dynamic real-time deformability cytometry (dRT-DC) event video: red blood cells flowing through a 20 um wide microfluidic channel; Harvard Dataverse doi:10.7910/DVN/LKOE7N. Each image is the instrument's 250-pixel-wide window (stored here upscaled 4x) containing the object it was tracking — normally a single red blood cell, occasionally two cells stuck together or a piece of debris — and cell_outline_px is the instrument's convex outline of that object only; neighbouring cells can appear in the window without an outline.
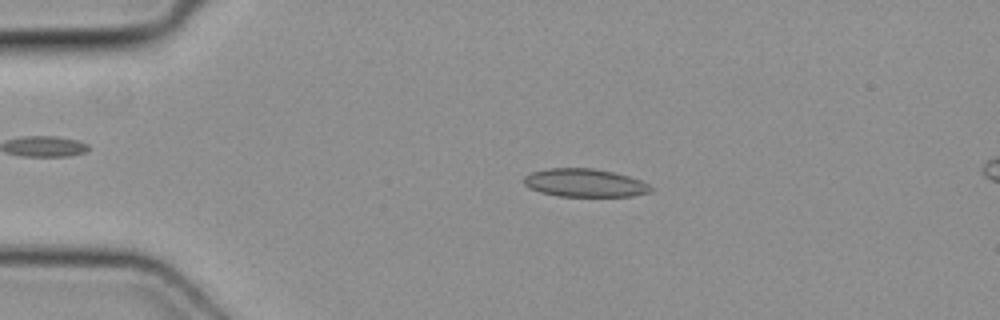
{"species": "common noctule bat (a hibernating species)", "species_latin": "Nyctalus noctula", "temperature_condition": "cold", "stored_images_in_passage": 50, "camera_frame_rate_fps": 3000, "um_per_image_px": 0.085, "animal": {"sex": "female", "body_mass_g": 19.3, "forearm_length_mm": 54.1}, "frame": {"image": 1, "passage_image": 11, "time_ms": 3.333, "image_size_px": [1000, 320], "cell_outline_px": [[656, 188], [652, 192], [632, 196], [560, 196], [540, 192], [528, 188], [524, 184], [524, 176], [532, 172], [548, 168], [592, 168], [612, 172], [628, 176], [640, 180]], "centroid_in_image_um": [49.72, 15.55], "position_along_channel_um": 35.3, "area_um2": 20.87}}
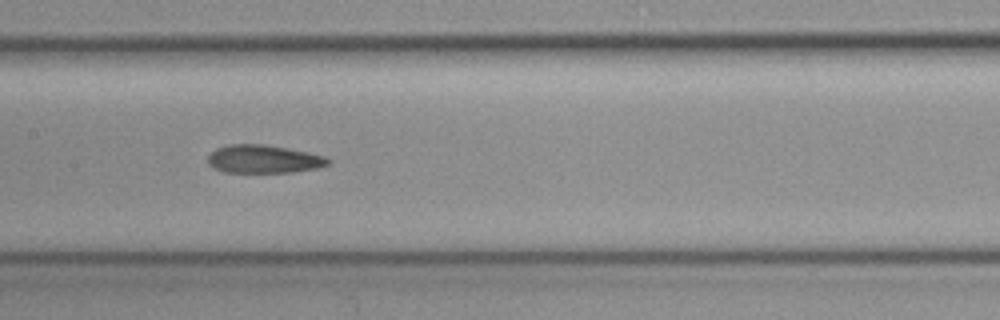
{"frame": {"image": 2, "passage_image": 25, "time_ms": 8.0, "image_size_px": [1000, 320], "cell_outline_px": [[332, 160], [328, 164], [316, 168], [292, 172], [224, 172], [208, 164], [208, 156], [216, 148], [232, 144], [264, 144], [308, 152], [324, 156]], "centroid_in_image_um": [22.41, 13.52], "position_along_channel_um": 185.0, "area_um2": 19.54}}
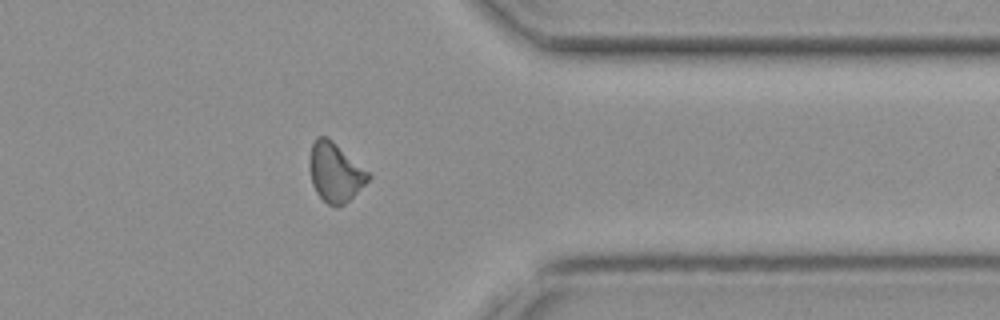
{"frame": {"image": 3, "passage_image": 40, "time_ms": 13.0, "image_size_px": [1000, 320], "cell_outline_px": [[372, 176], [344, 204], [328, 204], [316, 192], [312, 184], [308, 164], [308, 160], [312, 144], [316, 136], [328, 136], [368, 172]], "centroid_in_image_um": [28.44, 14.59], "position_along_channel_um": 383.0, "area_um2": 19.88}}